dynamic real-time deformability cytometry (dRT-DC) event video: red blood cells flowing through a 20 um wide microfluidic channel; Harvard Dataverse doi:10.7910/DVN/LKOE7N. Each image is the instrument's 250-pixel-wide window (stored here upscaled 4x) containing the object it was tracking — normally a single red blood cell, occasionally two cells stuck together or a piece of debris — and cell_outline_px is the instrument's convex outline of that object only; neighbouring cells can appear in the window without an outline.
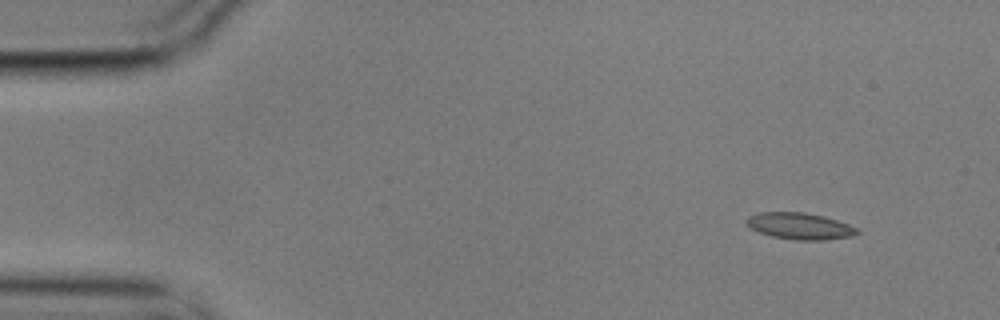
{"species": "common noctule bat (a hibernating species)", "species_latin": "Nyctalus noctula", "temperature_condition": "cold", "stored_images_in_passage": 6, "camera_frame_rate_fps": 3000, "um_per_image_px": 0.085, "animal": {"sex": "male", "body_mass_g": 17.9}, "frame": {"image": 1, "passage_image": 1, "time_ms": 0.0, "image_size_px": [1000, 320], "cell_outline_px": [[860, 232], [852, 236], [824, 240], [796, 240], [772, 236], [760, 232], [752, 228], [744, 220], [748, 216], [760, 212], [804, 212], [824, 216], [848, 224], [856, 228]], "centroid_in_image_um": [67.98, 19.21], "position_along_channel_um": 17.0, "area_um2": 16.99}}
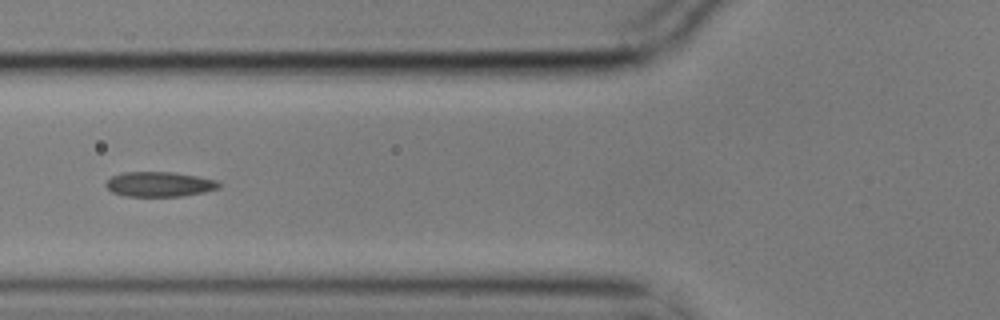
{"frame": {"image": 2, "passage_image": 5, "time_ms": 1.333, "image_size_px": [1000, 320], "cell_outline_px": [[220, 188], [204, 192], [184, 196], [124, 196], [112, 192], [104, 184], [112, 176], [120, 172], [172, 172], [196, 176], [216, 180], [220, 184]], "centroid_in_image_um": [13.53, 15.66], "position_along_channel_um": 112.3, "area_um2": 16.42}}
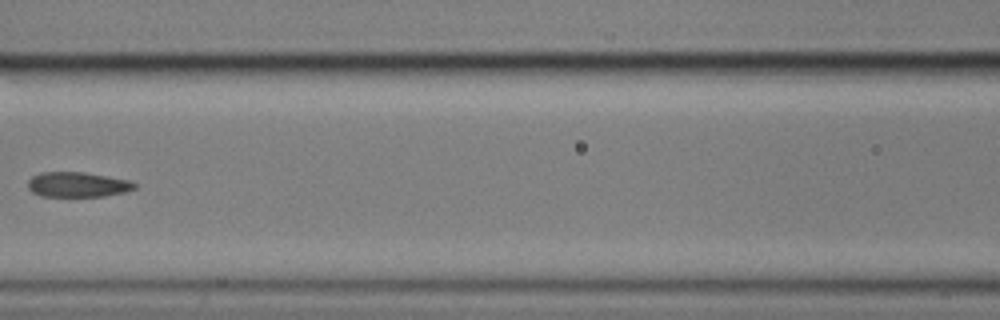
{"frame": {"image": 3, "passage_image": 6, "time_ms": 1.667, "image_size_px": [1000, 320], "cell_outline_px": [[136, 188], [124, 192], [104, 196], [40, 196], [32, 192], [28, 188], [28, 180], [32, 176], [40, 172], [84, 172], [108, 176], [128, 180], [136, 184]], "centroid_in_image_um": [6.57, 15.68], "position_along_channel_um": 160.0, "area_um2": 15.55}}